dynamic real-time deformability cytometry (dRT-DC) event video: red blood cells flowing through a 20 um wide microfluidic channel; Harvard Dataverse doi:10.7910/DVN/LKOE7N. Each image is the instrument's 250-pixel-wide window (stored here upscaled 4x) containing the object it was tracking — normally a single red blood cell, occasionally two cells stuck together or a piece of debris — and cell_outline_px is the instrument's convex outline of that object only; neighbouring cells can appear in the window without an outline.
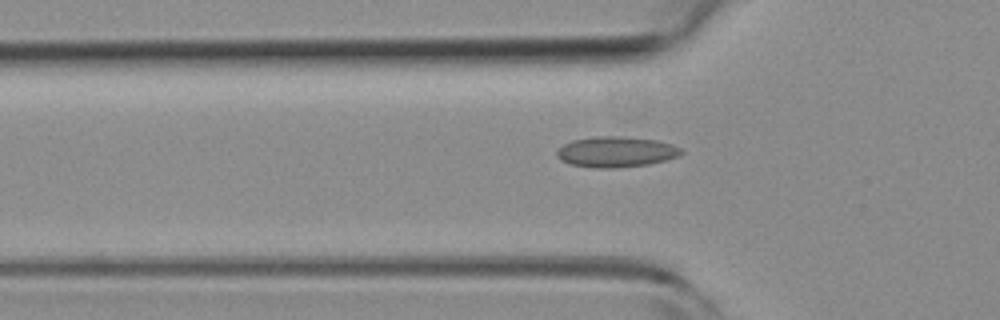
{"species": "common noctule bat (a hibernating species)", "species_latin": "Nyctalus noctula", "temperature_condition": "room temperature", "stored_images_in_passage": 44, "camera_frame_rate_fps": 3000, "um_per_image_px": 0.085, "animal": {"sex": "female", "body_mass_g": 19.3, "forearm_length_mm": 54.1}, "frame": {"image": 1, "passage_image": 9, "time_ms": 2.667, "image_size_px": [1000, 320], "cell_outline_px": [[684, 152], [676, 156], [664, 160], [648, 164], [616, 168], [592, 168], [568, 164], [560, 160], [556, 156], [556, 152], [564, 144], [572, 140], [596, 136], [624, 136], [656, 140], [672, 144], [680, 148]], "centroid_in_image_um": [52.32, 12.91], "position_along_channel_um": 73.5, "area_um2": 22.25}}
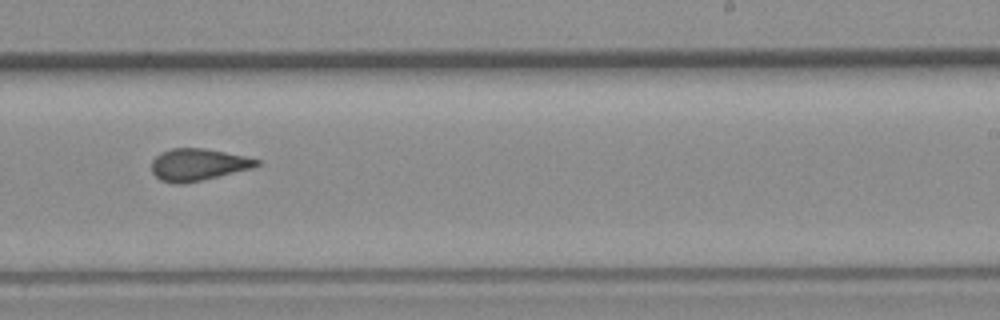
{"frame": {"image": 2, "passage_image": 24, "time_ms": 7.667, "image_size_px": [1000, 320], "cell_outline_px": [[260, 164], [252, 168], [184, 184], [172, 184], [160, 180], [152, 172], [152, 160], [160, 152], [172, 148], [204, 148], [244, 156], [260, 160]], "centroid_in_image_um": [16.79, 13.99], "position_along_channel_um": 272.2, "area_um2": 19.54}}
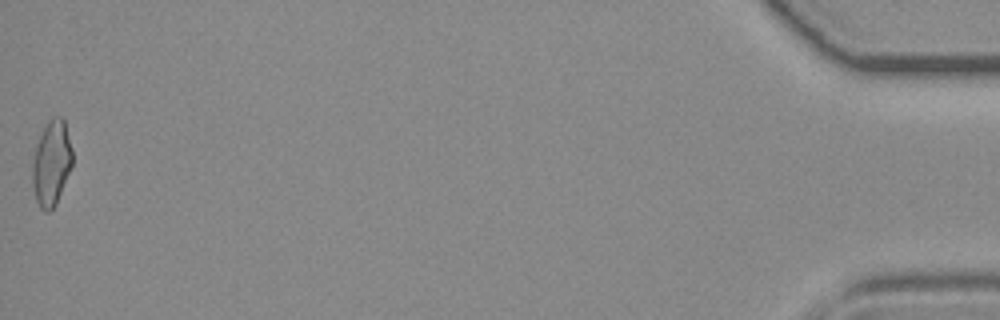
{"frame": {"image": 3, "passage_image": 44, "time_ms": 14.333, "image_size_px": [1000, 320], "cell_outline_px": [[72, 164], [56, 204], [48, 212], [44, 212], [40, 208], [36, 200], [32, 188], [32, 164], [36, 144], [48, 120], [52, 116], [60, 116], [64, 120], [72, 148]], "centroid_in_image_um": [4.36, 13.87], "position_along_channel_um": 430.8, "area_um2": 19.83}, "authors_computed_cell_mechanics": {"area_um2": 19.7965, "velocity_mm_per_s": 3.9625, "shape_relaxation_time_tau1_ms": null, "shape_relaxation_time_tau2_ms": 1.7695, "deformation_change_tau1": null, "deformation_change_tau2": 0.0918}}